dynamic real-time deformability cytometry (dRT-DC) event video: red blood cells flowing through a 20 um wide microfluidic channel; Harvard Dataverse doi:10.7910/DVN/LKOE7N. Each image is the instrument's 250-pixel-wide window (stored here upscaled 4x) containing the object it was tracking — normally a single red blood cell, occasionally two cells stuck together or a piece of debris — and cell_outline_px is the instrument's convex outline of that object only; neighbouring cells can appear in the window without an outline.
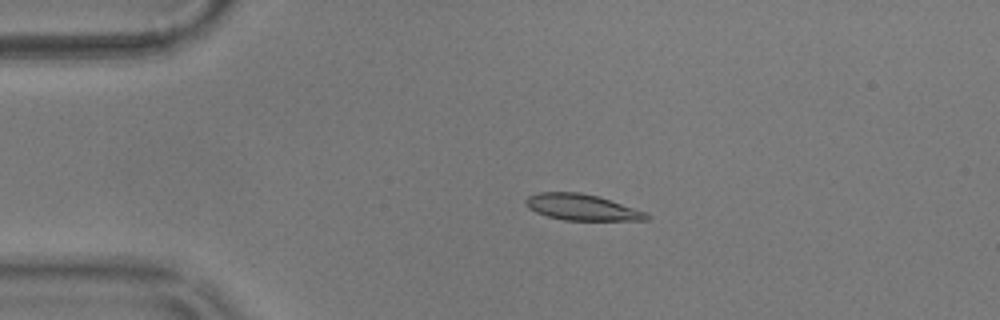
{"species": "common noctule bat (a hibernating species)", "species_latin": "Nyctalus noctula", "temperature_condition": "warm", "stored_images_in_passage": 51, "camera_frame_rate_fps": 3000, "um_per_image_px": 0.085, "animal": {"sex": "male", "body_mass_g": 17.9}, "frame": {"image": 1, "passage_image": 6, "time_ms": 1.667, "image_size_px": [1000, 320], "cell_outline_px": [[652, 216], [648, 220], [564, 220], [548, 216], [536, 212], [528, 208], [524, 204], [524, 200], [528, 196], [540, 192], [580, 192], [600, 196], [648, 212]], "centroid_in_image_um": [49.5, 17.61], "position_along_channel_um": 35.5, "area_um2": 18.67}}
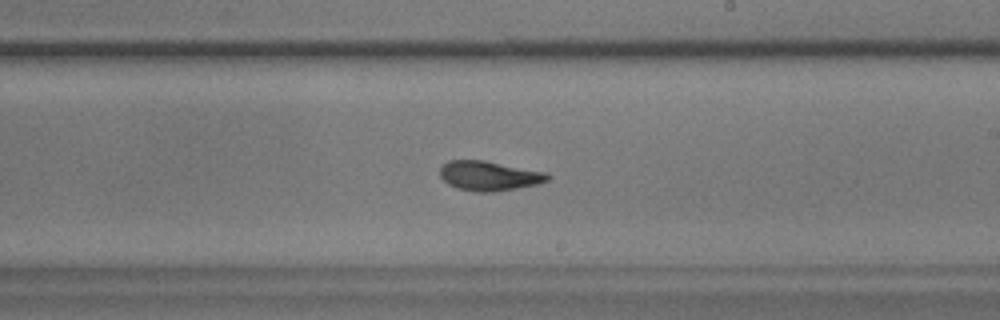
{"frame": {"image": 2, "passage_image": 27, "time_ms": 8.667, "image_size_px": [1000, 320], "cell_outline_px": [[552, 176], [548, 180], [536, 184], [496, 192], [476, 192], [456, 188], [448, 184], [440, 176], [440, 168], [448, 160], [484, 160], [548, 172]], "centroid_in_image_um": [41.59, 14.94], "position_along_channel_um": 247.4, "area_um2": 18.73}}
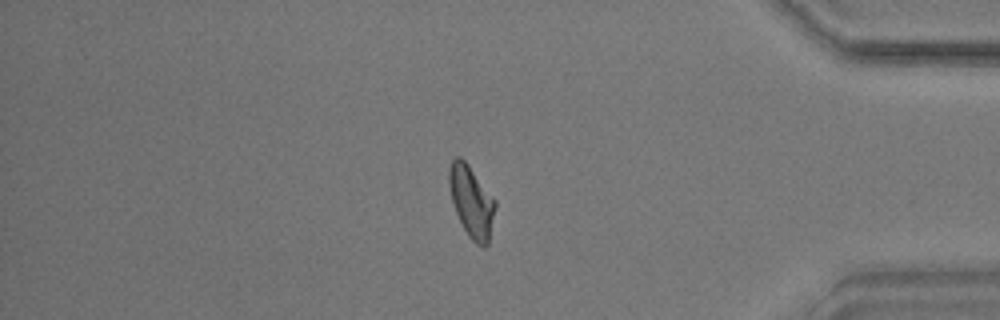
{"frame": {"image": 3, "passage_image": 42, "time_ms": 13.667, "image_size_px": [1000, 320], "cell_outline_px": [[496, 208], [488, 244], [484, 248], [476, 244], [468, 236], [456, 212], [452, 200], [448, 184], [448, 168], [452, 160], [456, 156], [460, 156], [468, 164], [496, 200]], "centroid_in_image_um": [40.08, 17.12], "position_along_channel_um": 395.1, "area_um2": 19.31}, "authors_computed_cell_mechanics": {"area_um2": 18.496, "velocity_mm_per_s": 3.5464, "shape_relaxation_time_tau1_ms": 3.89, "shape_relaxation_time_tau2_ms": 1.896, "deformation_change_tau1": 0.1479, "deformation_change_tau2": 0.0783}}